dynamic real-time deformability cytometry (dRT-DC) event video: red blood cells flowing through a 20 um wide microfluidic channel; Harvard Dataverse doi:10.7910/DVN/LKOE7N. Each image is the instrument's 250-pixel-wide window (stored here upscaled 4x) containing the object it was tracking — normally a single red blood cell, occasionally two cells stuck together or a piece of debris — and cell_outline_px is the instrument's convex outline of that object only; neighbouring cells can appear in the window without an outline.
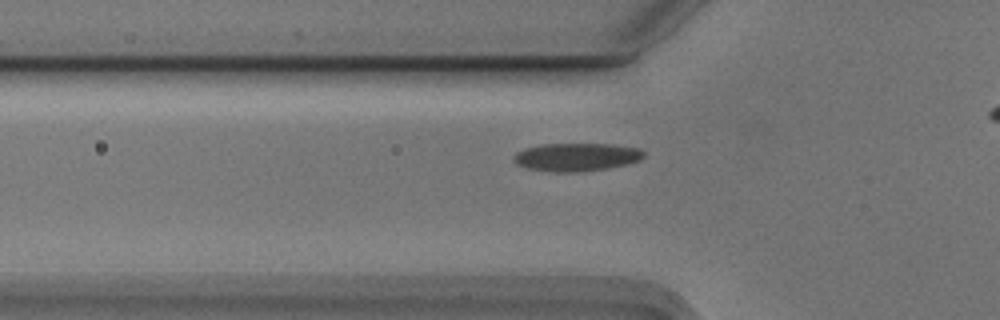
{"species": "Egyptian fruit bat (a non-hibernating species)", "species_latin": "Rousettus aegyptiacus", "temperature_condition": "cold", "stored_images_in_passage": 34, "camera_frame_rate_fps": 3000, "um_per_image_px": 0.085, "animal": {"sex": "male"}, "frame": {"image": 1, "passage_image": 5, "time_ms": 1.333, "image_size_px": [1000, 320], "cell_outline_px": [[644, 156], [640, 160], [628, 164], [608, 168], [580, 172], [552, 172], [528, 168], [516, 164], [512, 156], [516, 152], [524, 148], [540, 144], [612, 144], [640, 148], [644, 152]], "centroid_in_image_um": [48.99, 13.34], "position_along_channel_um": 76.8, "area_um2": 21.5}}
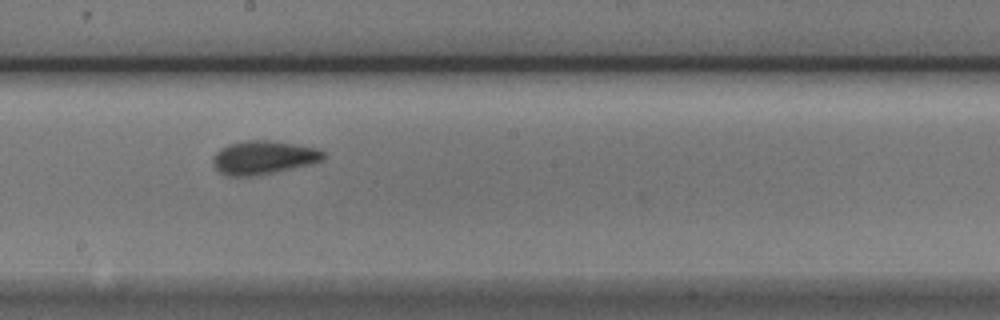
{"frame": {"image": 2, "passage_image": 17, "time_ms": 5.333, "image_size_px": [1000, 320], "cell_outline_px": [[324, 160], [308, 164], [272, 172], [252, 176], [228, 176], [220, 172], [212, 164], [212, 156], [220, 148], [228, 144], [248, 140], [268, 140], [316, 148], [324, 152]], "centroid_in_image_um": [22.33, 13.38], "position_along_channel_um": 225.9, "area_um2": 21.27}}
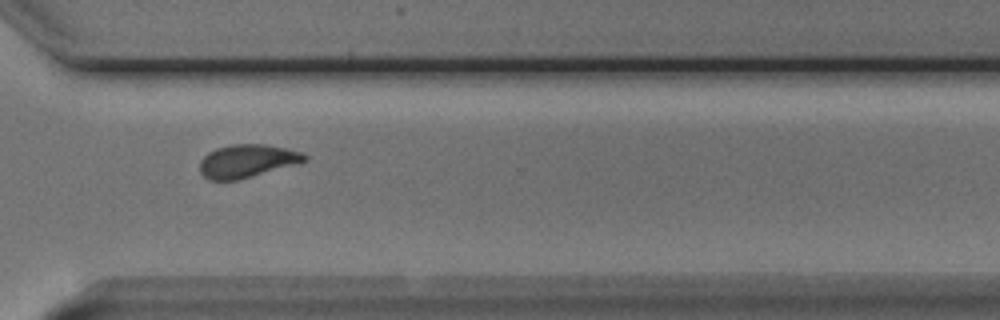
{"frame": {"image": 3, "passage_image": 27, "time_ms": 8.667, "image_size_px": [1000, 320], "cell_outline_px": [[308, 160], [300, 164], [240, 180], [208, 180], [200, 172], [200, 160], [208, 152], [216, 148], [232, 144], [264, 144], [288, 148], [300, 152], [308, 156]], "centroid_in_image_um": [21.04, 13.69], "position_along_channel_um": 349.6, "area_um2": 20.63}}